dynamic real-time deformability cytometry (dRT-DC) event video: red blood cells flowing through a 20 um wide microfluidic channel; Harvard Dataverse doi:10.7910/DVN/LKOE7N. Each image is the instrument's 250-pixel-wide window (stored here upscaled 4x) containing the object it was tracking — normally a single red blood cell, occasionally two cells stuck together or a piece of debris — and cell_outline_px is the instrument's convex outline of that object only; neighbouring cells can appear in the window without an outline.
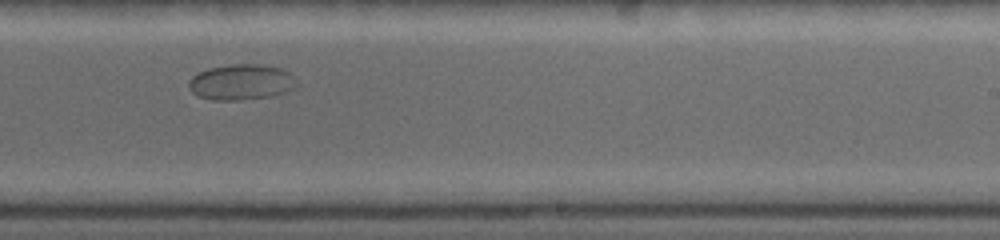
{"species": "common noctule bat (a hibernating species)", "species_latin": "Nyctalus noctula", "temperature_condition": "warm", "stored_images_in_passage": 10, "camera_frame_rate_fps": 5000, "um_per_image_px": 0.085, "animal": {"sex": "female", "body_mass_g": 19.0, "forearm_length_mm": 53.3}, "frame": {"image": 1, "passage_image": 10, "time_ms": 5.0, "image_size_px": [1000, 240], "cell_outline_px": [[296, 84], [292, 88], [284, 92], [268, 96], [240, 100], [212, 100], [200, 96], [192, 92], [188, 88], [188, 80], [192, 76], [200, 72], [212, 68], [236, 64], [260, 64], [280, 68], [288, 72], [292, 76]], "centroid_in_image_um": [20.46, 6.98], "position_along_channel_um": 268.5, "area_um2": 21.96}}